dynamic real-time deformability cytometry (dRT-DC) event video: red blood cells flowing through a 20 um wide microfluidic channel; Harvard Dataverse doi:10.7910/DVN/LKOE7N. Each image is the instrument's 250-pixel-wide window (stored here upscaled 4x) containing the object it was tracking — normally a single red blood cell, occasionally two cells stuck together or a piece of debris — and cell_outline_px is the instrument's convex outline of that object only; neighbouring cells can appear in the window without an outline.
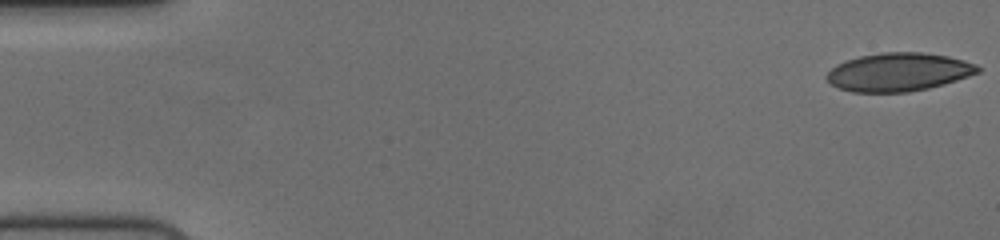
{"species": "human", "species_latin": "Homo sapiens", "temperature_condition": "cold", "stored_images_in_passage": 54, "camera_frame_rate_fps": 3000, "um_per_image_px": 0.085, "donor": {"sex": "female"}, "frame": {"image": 1, "passage_image": 1, "time_ms": 0.0, "image_size_px": [1000, 240], "cell_outline_px": [[980, 72], [944, 84], [928, 88], [908, 92], [852, 92], [840, 88], [832, 84], [824, 76], [836, 64], [860, 56], [884, 52], [920, 52], [948, 56], [976, 64], [980, 68]], "centroid_in_image_um": [76.37, 6.12], "position_along_channel_um": 8.6, "area_um2": 33.52}}
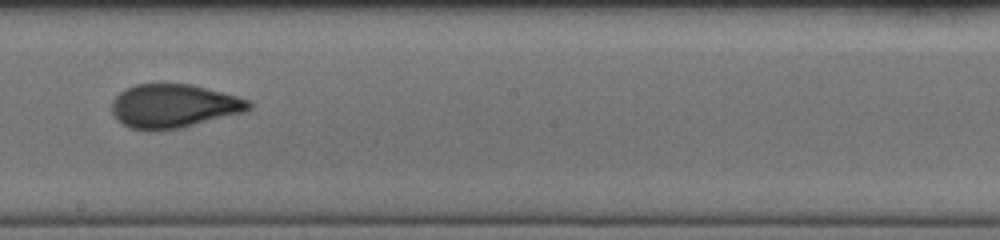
{"frame": {"image": 2, "passage_image": 32, "time_ms": 10.333, "image_size_px": [1000, 240], "cell_outline_px": [[252, 108], [244, 112], [180, 128], [156, 132], [128, 128], [120, 124], [116, 120], [112, 112], [112, 100], [124, 88], [136, 84], [188, 84], [236, 96], [248, 100], [252, 104]], "centroid_in_image_um": [14.69, 9.04], "position_along_channel_um": 233.5, "area_um2": 35.03}}
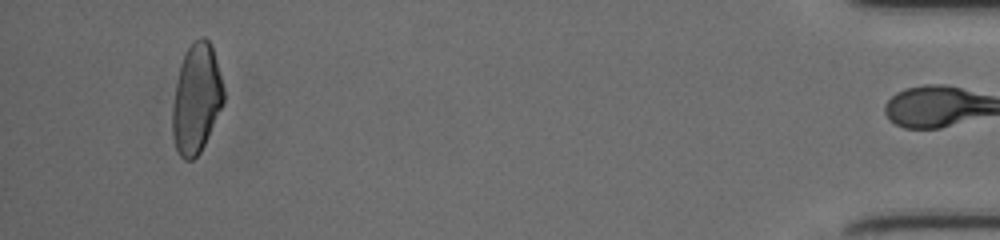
{"frame": {"image": 3, "passage_image": 53, "time_ms": 17.333, "image_size_px": [1000, 240], "cell_outline_px": [[224, 100], [204, 144], [200, 152], [192, 160], [184, 160], [180, 156], [176, 148], [172, 136], [172, 108], [176, 84], [180, 64], [184, 52], [192, 40], [200, 36], [204, 36], [212, 44], [224, 88]], "centroid_in_image_um": [16.68, 8.33], "position_along_channel_um": 418.5, "area_um2": 32.71}, "authors_computed_cell_mechanics": {"area_um2": 34.2176, "velocity_mm_per_s": 3.7255, "shape_relaxation_time_tau1_ms": 5.982, "shape_relaxation_time_tau2_ms": 1.1944, "deformation_change_tau1": 0.1973, "deformation_change_tau2": 0.0733}}